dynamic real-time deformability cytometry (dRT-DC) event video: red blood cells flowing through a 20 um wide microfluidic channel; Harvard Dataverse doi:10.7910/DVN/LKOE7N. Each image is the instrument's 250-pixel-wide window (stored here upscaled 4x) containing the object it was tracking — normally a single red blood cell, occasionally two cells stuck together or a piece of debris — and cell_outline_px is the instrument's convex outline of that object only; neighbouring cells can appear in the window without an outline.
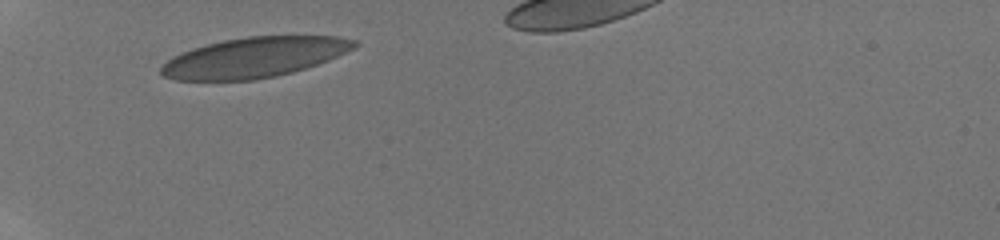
{"species": "human", "species_latin": "Homo sapiens", "temperature_condition": "room temperature", "stored_images_in_passage": 21, "camera_frame_rate_fps": 3000, "um_per_image_px": 0.085, "donor": {"sex": "male"}, "frame": {"image": 1, "passage_image": 1, "time_ms": 0.0, "image_size_px": [1000, 240], "cell_outline_px": [[360, 44], [328, 60], [292, 72], [276, 76], [256, 80], [176, 80], [164, 76], [160, 72], [160, 68], [168, 60], [192, 48], [224, 40], [248, 36], [340, 36], [356, 40]], "centroid_in_image_um": [21.63, 4.88], "position_along_channel_um": 63.4, "area_um2": 44.8}}
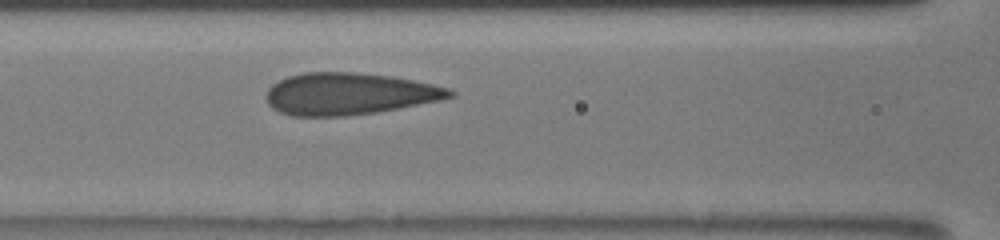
{"frame": {"image": 2, "passage_image": 11, "time_ms": 2.333, "image_size_px": [1000, 240], "cell_outline_px": [[456, 96], [440, 100], [376, 112], [344, 116], [292, 116], [280, 112], [272, 108], [268, 104], [264, 96], [268, 88], [272, 84], [288, 76], [304, 72], [352, 72], [392, 76], [432, 84], [448, 88], [456, 92]], "centroid_in_image_um": [29.64, 7.97], "position_along_channel_um": 137.0, "area_um2": 44.91}}
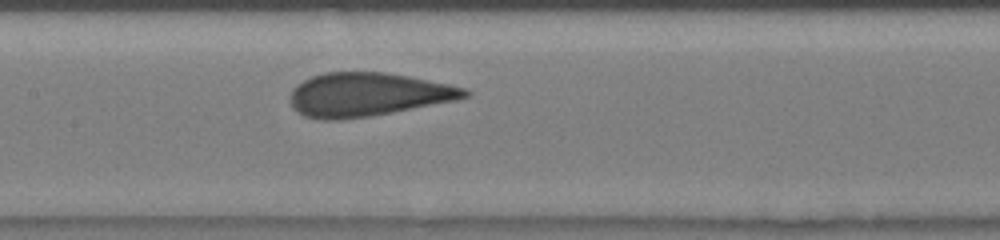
{"frame": {"image": 3, "passage_image": 18, "time_ms": 3.333, "image_size_px": [1000, 240], "cell_outline_px": [[472, 92], [468, 96], [456, 100], [368, 116], [340, 120], [324, 120], [304, 116], [296, 112], [292, 108], [292, 88], [296, 84], [312, 76], [324, 72], [384, 72], [408, 76], [448, 84], [464, 88]], "centroid_in_image_um": [31.22, 8.03], "position_along_channel_um": 176.2, "area_um2": 43.99}}